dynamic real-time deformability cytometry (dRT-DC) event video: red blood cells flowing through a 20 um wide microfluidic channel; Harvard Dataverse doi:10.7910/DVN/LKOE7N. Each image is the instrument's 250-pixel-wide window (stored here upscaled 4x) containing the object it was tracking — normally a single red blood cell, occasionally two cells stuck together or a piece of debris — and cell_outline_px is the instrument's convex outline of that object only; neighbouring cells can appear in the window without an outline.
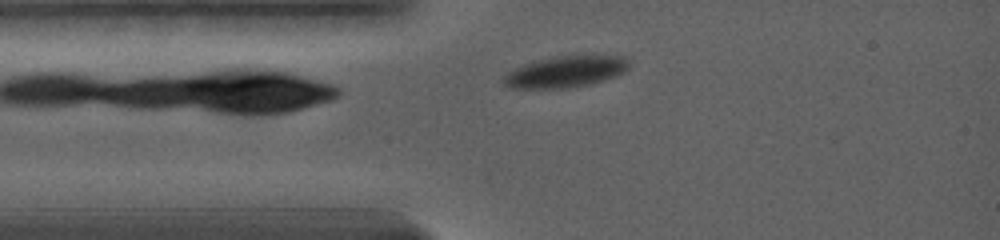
{"species": "common noctule bat (a hibernating species)", "species_latin": "Nyctalus noctula", "temperature_condition": "warm", "stored_images_in_passage": 34, "camera_frame_rate_fps": 5000, "um_per_image_px": 0.085, "animal": {"sex": "female", "body_mass_g": 19.0, "forearm_length_mm": 56.7}, "frame": {"image": 1, "passage_image": 3, "time_ms": 0.8, "image_size_px": [1000, 240], "cell_outline_px": [[628, 68], [624, 72], [616, 76], [604, 80], [588, 84], [568, 88], [508, 88], [500, 80], [512, 68], [524, 64], [552, 56], [624, 56], [628, 60]], "centroid_in_image_um": [48.02, 6.1], "position_along_channel_um": 37.0, "area_um2": 22.89}}
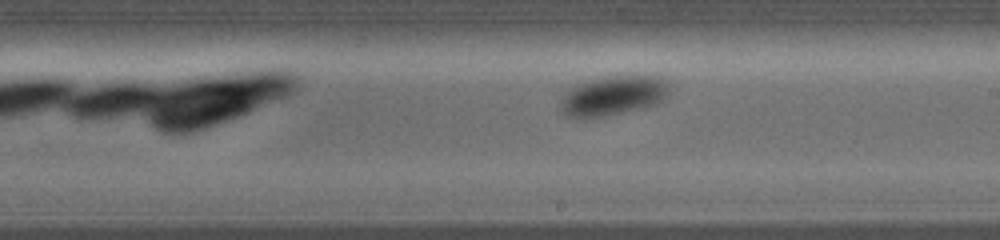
{"frame": {"image": 2, "passage_image": 19, "time_ms": 6.6, "image_size_px": [1000, 240], "cell_outline_px": [[668, 92], [656, 104], [640, 108], [604, 116], [568, 116], [560, 108], [560, 100], [568, 88], [592, 80], [616, 76], [652, 76], [668, 84]], "centroid_in_image_um": [52.07, 8.13], "position_along_channel_um": 236.9, "area_um2": 23.99}}
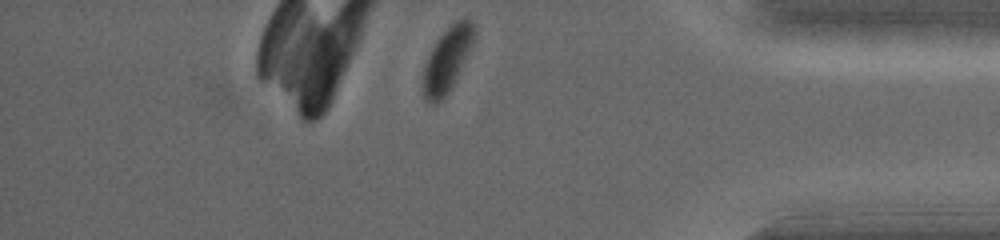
{"frame": {"image": 3, "passage_image": 34, "time_ms": 11.8, "image_size_px": [1000, 240], "cell_outline_px": [[476, 36], [448, 92], [436, 104], [432, 104], [424, 100], [424, 68], [428, 56], [436, 40], [456, 20], [464, 16], [468, 16], [476, 24]], "centroid_in_image_um": [38.05, 4.97], "position_along_channel_um": 397.2, "area_um2": 18.79}, "authors_computed_cell_mechanics": {"area_um2": 23.5535, "velocity_mm_per_s": 3.5547, "shape_relaxation_time_tau1_ms": 2.9804, "shape_relaxation_time_tau2_ms": null, "deformation_change_tau1": 0.0935, "deformation_change_tau2": null}}